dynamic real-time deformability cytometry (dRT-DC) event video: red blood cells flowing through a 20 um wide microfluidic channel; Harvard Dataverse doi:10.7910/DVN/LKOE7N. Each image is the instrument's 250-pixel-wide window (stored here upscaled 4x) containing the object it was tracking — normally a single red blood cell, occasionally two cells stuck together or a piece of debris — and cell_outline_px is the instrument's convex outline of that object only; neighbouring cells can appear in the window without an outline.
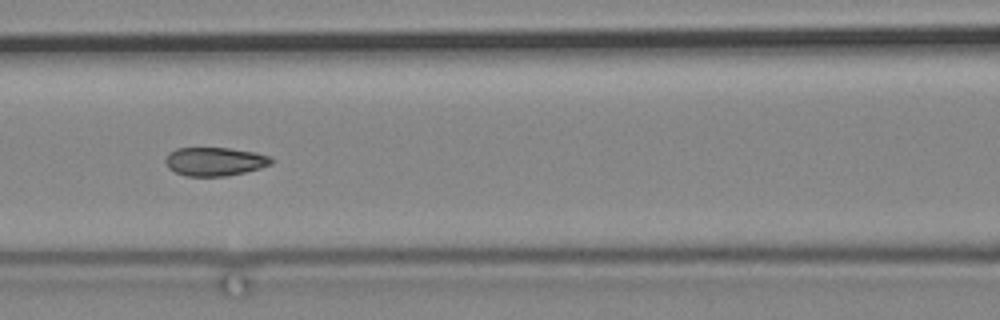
{"species": "common noctule bat (a hibernating species)", "species_latin": "Nyctalus noctula", "temperature_condition": "cold", "stored_images_in_passage": 10, "camera_frame_rate_fps": 3000, "um_per_image_px": 0.085, "animal": {"sex": "male", "body_mass_g": 19.2, "forearm_length_mm": 51.8}, "frame": {"image": 1, "passage_image": 9, "time_ms": 10.333, "image_size_px": [1000, 320], "cell_outline_px": [[272, 164], [260, 168], [244, 172], [224, 176], [188, 176], [176, 172], [168, 168], [164, 160], [168, 152], [176, 148], [228, 148], [256, 152], [268, 156], [272, 160]], "centroid_in_image_um": [18.22, 13.72], "position_along_channel_um": 148.4, "area_um2": 17.57}}
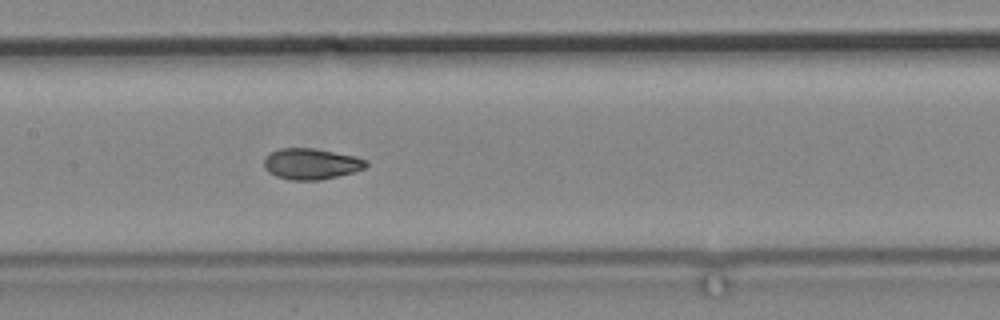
{"frame": {"image": 2, "passage_image": 10, "time_ms": 11.333, "image_size_px": [1000, 320], "cell_outline_px": [[368, 164], [364, 168], [352, 172], [320, 180], [292, 180], [276, 176], [268, 172], [264, 168], [264, 156], [280, 148], [312, 148], [356, 156], [368, 160]], "centroid_in_image_um": [26.43, 13.92], "position_along_channel_um": 181.0, "area_um2": 18.38}}